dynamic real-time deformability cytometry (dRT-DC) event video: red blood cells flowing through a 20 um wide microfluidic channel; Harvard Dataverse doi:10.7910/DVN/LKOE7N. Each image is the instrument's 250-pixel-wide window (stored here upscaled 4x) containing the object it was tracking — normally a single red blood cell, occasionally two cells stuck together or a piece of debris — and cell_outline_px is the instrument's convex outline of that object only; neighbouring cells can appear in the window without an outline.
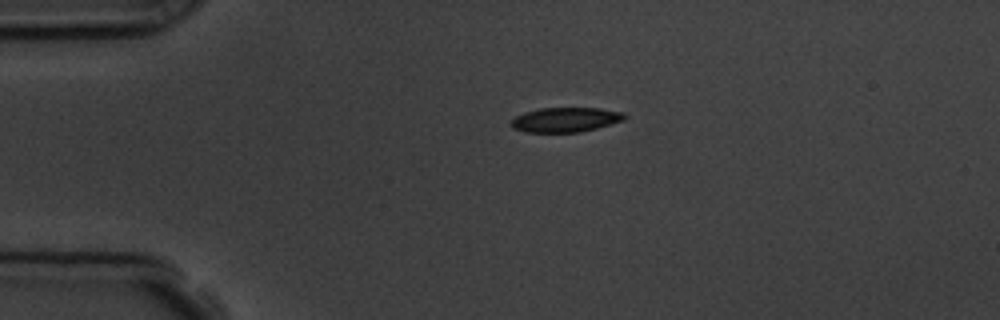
{"species": "common noctule bat (a hibernating species)", "species_latin": "Nyctalus noctula", "temperature_condition": "room temperature", "stored_images_in_passage": 2, "camera_frame_rate_fps": 3000, "um_per_image_px": 0.085, "animal": {"sex": "male", "body_mass_g": 19.5, "forearm_length_mm": 54.6}, "frame": {"image": 1, "passage_image": 1, "time_ms": 0.0, "image_size_px": [1000, 320], "cell_outline_px": [[628, 116], [624, 120], [596, 128], [580, 132], [524, 132], [512, 128], [508, 124], [516, 116], [524, 112], [540, 108], [600, 108], [624, 112]], "centroid_in_image_um": [48.06, 10.17], "position_along_channel_um": 36.9, "area_um2": 16.42}}